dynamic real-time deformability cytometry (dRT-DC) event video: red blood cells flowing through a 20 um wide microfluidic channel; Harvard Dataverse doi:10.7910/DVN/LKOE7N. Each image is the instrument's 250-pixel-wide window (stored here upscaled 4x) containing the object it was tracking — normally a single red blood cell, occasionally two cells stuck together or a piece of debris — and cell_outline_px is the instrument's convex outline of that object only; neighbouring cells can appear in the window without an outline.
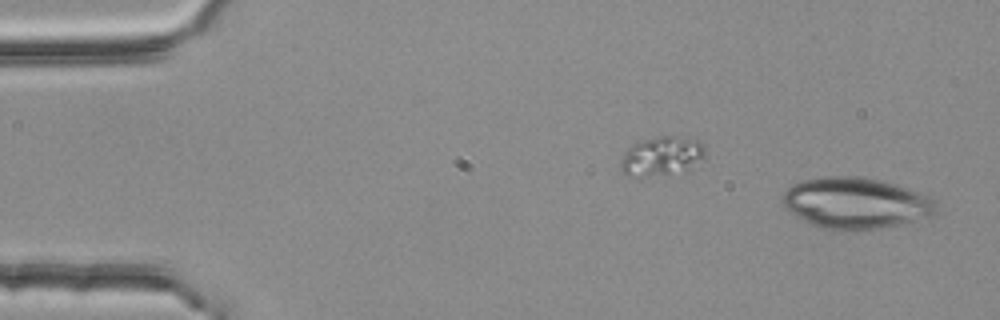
{"species": "common noctule bat (a hibernating species)", "species_latin": "Nyctalus noctula", "temperature_condition": "room temperature", "stored_images_in_passage": 2, "segment_of_instrument_passage": [2, 2], "camera_frame_rate_fps": 3000, "um_per_image_px": 0.085, "animal": {"sex": "female", "body_mass_g": 25.1}, "frame": {"image": 1, "passage_image": 2, "time_ms": 0.333, "image_size_px": [1000, 320], "cell_outline_px": [[936, 216], [880, 228], [820, 228], [788, 212], [780, 200], [780, 196], [792, 184], [800, 180], [824, 176], [864, 176], [884, 180], [896, 184], [928, 196], [936, 200]], "centroid_in_image_um": [72.72, 17.22], "position_along_channel_um": 12.3, "area_um2": 45.84}}